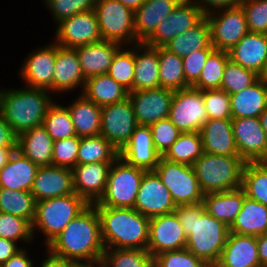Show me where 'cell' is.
<instances>
[{
    "label": "cell",
    "mask_w": 267,
    "mask_h": 267,
    "mask_svg": "<svg viewBox=\"0 0 267 267\" xmlns=\"http://www.w3.org/2000/svg\"><path fill=\"white\" fill-rule=\"evenodd\" d=\"M174 212L187 236L186 249L214 267L226 245L229 227L208 214L203 203L177 205Z\"/></svg>",
    "instance_id": "cell-1"
},
{
    "label": "cell",
    "mask_w": 267,
    "mask_h": 267,
    "mask_svg": "<svg viewBox=\"0 0 267 267\" xmlns=\"http://www.w3.org/2000/svg\"><path fill=\"white\" fill-rule=\"evenodd\" d=\"M46 248L52 254L78 264L104 255L105 246L96 206L89 204Z\"/></svg>",
    "instance_id": "cell-2"
},
{
    "label": "cell",
    "mask_w": 267,
    "mask_h": 267,
    "mask_svg": "<svg viewBox=\"0 0 267 267\" xmlns=\"http://www.w3.org/2000/svg\"><path fill=\"white\" fill-rule=\"evenodd\" d=\"M105 249L147 250L150 218L134 208L96 206Z\"/></svg>",
    "instance_id": "cell-3"
},
{
    "label": "cell",
    "mask_w": 267,
    "mask_h": 267,
    "mask_svg": "<svg viewBox=\"0 0 267 267\" xmlns=\"http://www.w3.org/2000/svg\"><path fill=\"white\" fill-rule=\"evenodd\" d=\"M49 93L46 89L27 86L0 90V112L17 136L43 124L54 103Z\"/></svg>",
    "instance_id": "cell-4"
},
{
    "label": "cell",
    "mask_w": 267,
    "mask_h": 267,
    "mask_svg": "<svg viewBox=\"0 0 267 267\" xmlns=\"http://www.w3.org/2000/svg\"><path fill=\"white\" fill-rule=\"evenodd\" d=\"M245 163L240 156L203 152L193 164L202 193L205 195L241 188Z\"/></svg>",
    "instance_id": "cell-5"
},
{
    "label": "cell",
    "mask_w": 267,
    "mask_h": 267,
    "mask_svg": "<svg viewBox=\"0 0 267 267\" xmlns=\"http://www.w3.org/2000/svg\"><path fill=\"white\" fill-rule=\"evenodd\" d=\"M89 204L76 193L36 202L32 233L42 231L47 246Z\"/></svg>",
    "instance_id": "cell-6"
},
{
    "label": "cell",
    "mask_w": 267,
    "mask_h": 267,
    "mask_svg": "<svg viewBox=\"0 0 267 267\" xmlns=\"http://www.w3.org/2000/svg\"><path fill=\"white\" fill-rule=\"evenodd\" d=\"M146 170L132 166L118 157L109 170L107 186L95 206L134 208L141 179Z\"/></svg>",
    "instance_id": "cell-7"
},
{
    "label": "cell",
    "mask_w": 267,
    "mask_h": 267,
    "mask_svg": "<svg viewBox=\"0 0 267 267\" xmlns=\"http://www.w3.org/2000/svg\"><path fill=\"white\" fill-rule=\"evenodd\" d=\"M153 171L169 189L176 206L202 203L204 194L193 166L172 162L161 156Z\"/></svg>",
    "instance_id": "cell-8"
},
{
    "label": "cell",
    "mask_w": 267,
    "mask_h": 267,
    "mask_svg": "<svg viewBox=\"0 0 267 267\" xmlns=\"http://www.w3.org/2000/svg\"><path fill=\"white\" fill-rule=\"evenodd\" d=\"M103 40L121 45L140 43L134 29V12L118 0H97L94 9Z\"/></svg>",
    "instance_id": "cell-9"
},
{
    "label": "cell",
    "mask_w": 267,
    "mask_h": 267,
    "mask_svg": "<svg viewBox=\"0 0 267 267\" xmlns=\"http://www.w3.org/2000/svg\"><path fill=\"white\" fill-rule=\"evenodd\" d=\"M168 118L181 133L200 132L208 120L203 91L193 87L174 91Z\"/></svg>",
    "instance_id": "cell-10"
},
{
    "label": "cell",
    "mask_w": 267,
    "mask_h": 267,
    "mask_svg": "<svg viewBox=\"0 0 267 267\" xmlns=\"http://www.w3.org/2000/svg\"><path fill=\"white\" fill-rule=\"evenodd\" d=\"M206 18L210 25L211 42L215 50L228 52L249 32L246 15L240 4L212 12L206 15Z\"/></svg>",
    "instance_id": "cell-11"
},
{
    "label": "cell",
    "mask_w": 267,
    "mask_h": 267,
    "mask_svg": "<svg viewBox=\"0 0 267 267\" xmlns=\"http://www.w3.org/2000/svg\"><path fill=\"white\" fill-rule=\"evenodd\" d=\"M101 117L100 135L120 152L130 141L138 126L129 98L122 102L101 106Z\"/></svg>",
    "instance_id": "cell-12"
},
{
    "label": "cell",
    "mask_w": 267,
    "mask_h": 267,
    "mask_svg": "<svg viewBox=\"0 0 267 267\" xmlns=\"http://www.w3.org/2000/svg\"><path fill=\"white\" fill-rule=\"evenodd\" d=\"M204 17L197 4L190 0H181L144 43L151 47H164L176 36L197 25Z\"/></svg>",
    "instance_id": "cell-13"
},
{
    "label": "cell",
    "mask_w": 267,
    "mask_h": 267,
    "mask_svg": "<svg viewBox=\"0 0 267 267\" xmlns=\"http://www.w3.org/2000/svg\"><path fill=\"white\" fill-rule=\"evenodd\" d=\"M57 26L55 41L62 47L75 48L103 40L94 10L63 19Z\"/></svg>",
    "instance_id": "cell-14"
},
{
    "label": "cell",
    "mask_w": 267,
    "mask_h": 267,
    "mask_svg": "<svg viewBox=\"0 0 267 267\" xmlns=\"http://www.w3.org/2000/svg\"><path fill=\"white\" fill-rule=\"evenodd\" d=\"M239 156L247 162H267V135L257 117L232 119Z\"/></svg>",
    "instance_id": "cell-15"
},
{
    "label": "cell",
    "mask_w": 267,
    "mask_h": 267,
    "mask_svg": "<svg viewBox=\"0 0 267 267\" xmlns=\"http://www.w3.org/2000/svg\"><path fill=\"white\" fill-rule=\"evenodd\" d=\"M187 236L175 212L150 218L147 250L156 255L186 248Z\"/></svg>",
    "instance_id": "cell-16"
},
{
    "label": "cell",
    "mask_w": 267,
    "mask_h": 267,
    "mask_svg": "<svg viewBox=\"0 0 267 267\" xmlns=\"http://www.w3.org/2000/svg\"><path fill=\"white\" fill-rule=\"evenodd\" d=\"M174 91L167 88L128 92L138 125L150 126L168 118Z\"/></svg>",
    "instance_id": "cell-17"
},
{
    "label": "cell",
    "mask_w": 267,
    "mask_h": 267,
    "mask_svg": "<svg viewBox=\"0 0 267 267\" xmlns=\"http://www.w3.org/2000/svg\"><path fill=\"white\" fill-rule=\"evenodd\" d=\"M134 209L148 218L172 213L176 209L169 189L154 171H146L141 179Z\"/></svg>",
    "instance_id": "cell-18"
},
{
    "label": "cell",
    "mask_w": 267,
    "mask_h": 267,
    "mask_svg": "<svg viewBox=\"0 0 267 267\" xmlns=\"http://www.w3.org/2000/svg\"><path fill=\"white\" fill-rule=\"evenodd\" d=\"M56 52L57 43L54 42L26 57L19 74L25 81V86L46 89L53 94Z\"/></svg>",
    "instance_id": "cell-19"
},
{
    "label": "cell",
    "mask_w": 267,
    "mask_h": 267,
    "mask_svg": "<svg viewBox=\"0 0 267 267\" xmlns=\"http://www.w3.org/2000/svg\"><path fill=\"white\" fill-rule=\"evenodd\" d=\"M112 163L96 162L76 165L72 169L75 193L88 204L97 203L105 192Z\"/></svg>",
    "instance_id": "cell-20"
},
{
    "label": "cell",
    "mask_w": 267,
    "mask_h": 267,
    "mask_svg": "<svg viewBox=\"0 0 267 267\" xmlns=\"http://www.w3.org/2000/svg\"><path fill=\"white\" fill-rule=\"evenodd\" d=\"M31 192L35 201L75 193L72 169L59 166H39Z\"/></svg>",
    "instance_id": "cell-21"
},
{
    "label": "cell",
    "mask_w": 267,
    "mask_h": 267,
    "mask_svg": "<svg viewBox=\"0 0 267 267\" xmlns=\"http://www.w3.org/2000/svg\"><path fill=\"white\" fill-rule=\"evenodd\" d=\"M119 157L129 165L153 171L161 155L154 147L150 127L138 125L130 141L119 152Z\"/></svg>",
    "instance_id": "cell-22"
},
{
    "label": "cell",
    "mask_w": 267,
    "mask_h": 267,
    "mask_svg": "<svg viewBox=\"0 0 267 267\" xmlns=\"http://www.w3.org/2000/svg\"><path fill=\"white\" fill-rule=\"evenodd\" d=\"M228 53L233 63L262 77L267 66V34L248 32Z\"/></svg>",
    "instance_id": "cell-23"
},
{
    "label": "cell",
    "mask_w": 267,
    "mask_h": 267,
    "mask_svg": "<svg viewBox=\"0 0 267 267\" xmlns=\"http://www.w3.org/2000/svg\"><path fill=\"white\" fill-rule=\"evenodd\" d=\"M214 267H262L257 237L229 232L226 245Z\"/></svg>",
    "instance_id": "cell-24"
},
{
    "label": "cell",
    "mask_w": 267,
    "mask_h": 267,
    "mask_svg": "<svg viewBox=\"0 0 267 267\" xmlns=\"http://www.w3.org/2000/svg\"><path fill=\"white\" fill-rule=\"evenodd\" d=\"M121 46L114 41L102 40L75 47L85 79L108 73L113 58Z\"/></svg>",
    "instance_id": "cell-25"
},
{
    "label": "cell",
    "mask_w": 267,
    "mask_h": 267,
    "mask_svg": "<svg viewBox=\"0 0 267 267\" xmlns=\"http://www.w3.org/2000/svg\"><path fill=\"white\" fill-rule=\"evenodd\" d=\"M86 79L81 71L75 48H66L57 44L55 68L53 75V92H68L81 87L82 92Z\"/></svg>",
    "instance_id": "cell-26"
},
{
    "label": "cell",
    "mask_w": 267,
    "mask_h": 267,
    "mask_svg": "<svg viewBox=\"0 0 267 267\" xmlns=\"http://www.w3.org/2000/svg\"><path fill=\"white\" fill-rule=\"evenodd\" d=\"M203 152L239 156L232 130V119H208L200 130Z\"/></svg>",
    "instance_id": "cell-27"
},
{
    "label": "cell",
    "mask_w": 267,
    "mask_h": 267,
    "mask_svg": "<svg viewBox=\"0 0 267 267\" xmlns=\"http://www.w3.org/2000/svg\"><path fill=\"white\" fill-rule=\"evenodd\" d=\"M232 119L257 117L267 108V79L260 77L254 84L230 94Z\"/></svg>",
    "instance_id": "cell-28"
},
{
    "label": "cell",
    "mask_w": 267,
    "mask_h": 267,
    "mask_svg": "<svg viewBox=\"0 0 267 267\" xmlns=\"http://www.w3.org/2000/svg\"><path fill=\"white\" fill-rule=\"evenodd\" d=\"M181 0H146L134 12V29L136 39L145 42L157 29L158 24L166 18Z\"/></svg>",
    "instance_id": "cell-29"
},
{
    "label": "cell",
    "mask_w": 267,
    "mask_h": 267,
    "mask_svg": "<svg viewBox=\"0 0 267 267\" xmlns=\"http://www.w3.org/2000/svg\"><path fill=\"white\" fill-rule=\"evenodd\" d=\"M156 88H160L158 47H151L144 42L137 43L133 91Z\"/></svg>",
    "instance_id": "cell-30"
},
{
    "label": "cell",
    "mask_w": 267,
    "mask_h": 267,
    "mask_svg": "<svg viewBox=\"0 0 267 267\" xmlns=\"http://www.w3.org/2000/svg\"><path fill=\"white\" fill-rule=\"evenodd\" d=\"M39 166L15 150L0 170V188L31 191Z\"/></svg>",
    "instance_id": "cell-31"
},
{
    "label": "cell",
    "mask_w": 267,
    "mask_h": 267,
    "mask_svg": "<svg viewBox=\"0 0 267 267\" xmlns=\"http://www.w3.org/2000/svg\"><path fill=\"white\" fill-rule=\"evenodd\" d=\"M53 142L44 126L39 125L18 136L17 150L38 166H50Z\"/></svg>",
    "instance_id": "cell-32"
},
{
    "label": "cell",
    "mask_w": 267,
    "mask_h": 267,
    "mask_svg": "<svg viewBox=\"0 0 267 267\" xmlns=\"http://www.w3.org/2000/svg\"><path fill=\"white\" fill-rule=\"evenodd\" d=\"M67 108L70 112L76 136L82 138L100 135L101 106L87 99L81 93Z\"/></svg>",
    "instance_id": "cell-33"
},
{
    "label": "cell",
    "mask_w": 267,
    "mask_h": 267,
    "mask_svg": "<svg viewBox=\"0 0 267 267\" xmlns=\"http://www.w3.org/2000/svg\"><path fill=\"white\" fill-rule=\"evenodd\" d=\"M245 196V191L238 188L231 191L205 194L202 203L208 214L230 227L242 209Z\"/></svg>",
    "instance_id": "cell-34"
},
{
    "label": "cell",
    "mask_w": 267,
    "mask_h": 267,
    "mask_svg": "<svg viewBox=\"0 0 267 267\" xmlns=\"http://www.w3.org/2000/svg\"><path fill=\"white\" fill-rule=\"evenodd\" d=\"M229 232L255 237L266 234L267 206L245 196L242 209L229 227Z\"/></svg>",
    "instance_id": "cell-35"
},
{
    "label": "cell",
    "mask_w": 267,
    "mask_h": 267,
    "mask_svg": "<svg viewBox=\"0 0 267 267\" xmlns=\"http://www.w3.org/2000/svg\"><path fill=\"white\" fill-rule=\"evenodd\" d=\"M81 93L98 106L122 102L128 98V91L107 73L86 79Z\"/></svg>",
    "instance_id": "cell-36"
},
{
    "label": "cell",
    "mask_w": 267,
    "mask_h": 267,
    "mask_svg": "<svg viewBox=\"0 0 267 267\" xmlns=\"http://www.w3.org/2000/svg\"><path fill=\"white\" fill-rule=\"evenodd\" d=\"M164 48L181 58L188 56L195 50L214 48L211 42V29L206 16L197 25L168 42Z\"/></svg>",
    "instance_id": "cell-37"
},
{
    "label": "cell",
    "mask_w": 267,
    "mask_h": 267,
    "mask_svg": "<svg viewBox=\"0 0 267 267\" xmlns=\"http://www.w3.org/2000/svg\"><path fill=\"white\" fill-rule=\"evenodd\" d=\"M158 55L160 88L177 91L191 87L185 79L181 57L164 47H158Z\"/></svg>",
    "instance_id": "cell-38"
},
{
    "label": "cell",
    "mask_w": 267,
    "mask_h": 267,
    "mask_svg": "<svg viewBox=\"0 0 267 267\" xmlns=\"http://www.w3.org/2000/svg\"><path fill=\"white\" fill-rule=\"evenodd\" d=\"M203 154V144L200 132L180 133L176 142L162 156L163 158L193 166Z\"/></svg>",
    "instance_id": "cell-39"
},
{
    "label": "cell",
    "mask_w": 267,
    "mask_h": 267,
    "mask_svg": "<svg viewBox=\"0 0 267 267\" xmlns=\"http://www.w3.org/2000/svg\"><path fill=\"white\" fill-rule=\"evenodd\" d=\"M36 201L31 191L0 188V212L27 219L35 218Z\"/></svg>",
    "instance_id": "cell-40"
},
{
    "label": "cell",
    "mask_w": 267,
    "mask_h": 267,
    "mask_svg": "<svg viewBox=\"0 0 267 267\" xmlns=\"http://www.w3.org/2000/svg\"><path fill=\"white\" fill-rule=\"evenodd\" d=\"M119 157V151L103 136L82 137L80 140L77 165L114 162Z\"/></svg>",
    "instance_id": "cell-41"
},
{
    "label": "cell",
    "mask_w": 267,
    "mask_h": 267,
    "mask_svg": "<svg viewBox=\"0 0 267 267\" xmlns=\"http://www.w3.org/2000/svg\"><path fill=\"white\" fill-rule=\"evenodd\" d=\"M241 188L248 198L267 206V162L245 163Z\"/></svg>",
    "instance_id": "cell-42"
},
{
    "label": "cell",
    "mask_w": 267,
    "mask_h": 267,
    "mask_svg": "<svg viewBox=\"0 0 267 267\" xmlns=\"http://www.w3.org/2000/svg\"><path fill=\"white\" fill-rule=\"evenodd\" d=\"M229 60L227 51L214 50L208 56L199 79L191 87L201 91L220 89L224 68Z\"/></svg>",
    "instance_id": "cell-43"
},
{
    "label": "cell",
    "mask_w": 267,
    "mask_h": 267,
    "mask_svg": "<svg viewBox=\"0 0 267 267\" xmlns=\"http://www.w3.org/2000/svg\"><path fill=\"white\" fill-rule=\"evenodd\" d=\"M42 125L54 141L76 136L68 108L55 101L49 107Z\"/></svg>",
    "instance_id": "cell-44"
},
{
    "label": "cell",
    "mask_w": 267,
    "mask_h": 267,
    "mask_svg": "<svg viewBox=\"0 0 267 267\" xmlns=\"http://www.w3.org/2000/svg\"><path fill=\"white\" fill-rule=\"evenodd\" d=\"M133 47V48H132ZM135 70V44L124 50L121 47L115 54L108 75L123 86L128 92L133 91Z\"/></svg>",
    "instance_id": "cell-45"
},
{
    "label": "cell",
    "mask_w": 267,
    "mask_h": 267,
    "mask_svg": "<svg viewBox=\"0 0 267 267\" xmlns=\"http://www.w3.org/2000/svg\"><path fill=\"white\" fill-rule=\"evenodd\" d=\"M261 76L255 71L243 68L229 60L224 68L221 88L229 95L244 90L254 84Z\"/></svg>",
    "instance_id": "cell-46"
},
{
    "label": "cell",
    "mask_w": 267,
    "mask_h": 267,
    "mask_svg": "<svg viewBox=\"0 0 267 267\" xmlns=\"http://www.w3.org/2000/svg\"><path fill=\"white\" fill-rule=\"evenodd\" d=\"M0 237L29 243L33 239L32 224L25 218L0 212Z\"/></svg>",
    "instance_id": "cell-47"
},
{
    "label": "cell",
    "mask_w": 267,
    "mask_h": 267,
    "mask_svg": "<svg viewBox=\"0 0 267 267\" xmlns=\"http://www.w3.org/2000/svg\"><path fill=\"white\" fill-rule=\"evenodd\" d=\"M104 255L113 267H148L153 262L149 251L143 249H105Z\"/></svg>",
    "instance_id": "cell-48"
},
{
    "label": "cell",
    "mask_w": 267,
    "mask_h": 267,
    "mask_svg": "<svg viewBox=\"0 0 267 267\" xmlns=\"http://www.w3.org/2000/svg\"><path fill=\"white\" fill-rule=\"evenodd\" d=\"M208 119H232L230 95L222 89L203 91Z\"/></svg>",
    "instance_id": "cell-49"
},
{
    "label": "cell",
    "mask_w": 267,
    "mask_h": 267,
    "mask_svg": "<svg viewBox=\"0 0 267 267\" xmlns=\"http://www.w3.org/2000/svg\"><path fill=\"white\" fill-rule=\"evenodd\" d=\"M46 6L52 11L54 21L60 23L63 19L81 12L95 9L97 0H44Z\"/></svg>",
    "instance_id": "cell-50"
},
{
    "label": "cell",
    "mask_w": 267,
    "mask_h": 267,
    "mask_svg": "<svg viewBox=\"0 0 267 267\" xmlns=\"http://www.w3.org/2000/svg\"><path fill=\"white\" fill-rule=\"evenodd\" d=\"M81 138H70L53 142L52 165L73 169L77 165V156Z\"/></svg>",
    "instance_id": "cell-51"
},
{
    "label": "cell",
    "mask_w": 267,
    "mask_h": 267,
    "mask_svg": "<svg viewBox=\"0 0 267 267\" xmlns=\"http://www.w3.org/2000/svg\"><path fill=\"white\" fill-rule=\"evenodd\" d=\"M149 127L154 147L161 156L176 142L181 133L169 118L161 119Z\"/></svg>",
    "instance_id": "cell-52"
},
{
    "label": "cell",
    "mask_w": 267,
    "mask_h": 267,
    "mask_svg": "<svg viewBox=\"0 0 267 267\" xmlns=\"http://www.w3.org/2000/svg\"><path fill=\"white\" fill-rule=\"evenodd\" d=\"M248 31L267 34V0H241Z\"/></svg>",
    "instance_id": "cell-53"
},
{
    "label": "cell",
    "mask_w": 267,
    "mask_h": 267,
    "mask_svg": "<svg viewBox=\"0 0 267 267\" xmlns=\"http://www.w3.org/2000/svg\"><path fill=\"white\" fill-rule=\"evenodd\" d=\"M153 262L158 267H210L186 248L160 253Z\"/></svg>",
    "instance_id": "cell-54"
},
{
    "label": "cell",
    "mask_w": 267,
    "mask_h": 267,
    "mask_svg": "<svg viewBox=\"0 0 267 267\" xmlns=\"http://www.w3.org/2000/svg\"><path fill=\"white\" fill-rule=\"evenodd\" d=\"M215 48H203L195 50L188 56L182 58L183 70L186 81L192 86L200 77L201 71L208 56Z\"/></svg>",
    "instance_id": "cell-55"
},
{
    "label": "cell",
    "mask_w": 267,
    "mask_h": 267,
    "mask_svg": "<svg viewBox=\"0 0 267 267\" xmlns=\"http://www.w3.org/2000/svg\"><path fill=\"white\" fill-rule=\"evenodd\" d=\"M197 4L206 16L212 12L238 6L241 0H190Z\"/></svg>",
    "instance_id": "cell-56"
},
{
    "label": "cell",
    "mask_w": 267,
    "mask_h": 267,
    "mask_svg": "<svg viewBox=\"0 0 267 267\" xmlns=\"http://www.w3.org/2000/svg\"><path fill=\"white\" fill-rule=\"evenodd\" d=\"M18 136L0 112V148H17Z\"/></svg>",
    "instance_id": "cell-57"
},
{
    "label": "cell",
    "mask_w": 267,
    "mask_h": 267,
    "mask_svg": "<svg viewBox=\"0 0 267 267\" xmlns=\"http://www.w3.org/2000/svg\"><path fill=\"white\" fill-rule=\"evenodd\" d=\"M33 261L29 259L25 248L19 250L14 256L10 257L0 267H33Z\"/></svg>",
    "instance_id": "cell-58"
},
{
    "label": "cell",
    "mask_w": 267,
    "mask_h": 267,
    "mask_svg": "<svg viewBox=\"0 0 267 267\" xmlns=\"http://www.w3.org/2000/svg\"><path fill=\"white\" fill-rule=\"evenodd\" d=\"M16 243L17 242L13 240L0 237V265L22 249L21 247L19 248Z\"/></svg>",
    "instance_id": "cell-59"
},
{
    "label": "cell",
    "mask_w": 267,
    "mask_h": 267,
    "mask_svg": "<svg viewBox=\"0 0 267 267\" xmlns=\"http://www.w3.org/2000/svg\"><path fill=\"white\" fill-rule=\"evenodd\" d=\"M47 258L42 262L41 267H80L75 261L58 257L47 250Z\"/></svg>",
    "instance_id": "cell-60"
},
{
    "label": "cell",
    "mask_w": 267,
    "mask_h": 267,
    "mask_svg": "<svg viewBox=\"0 0 267 267\" xmlns=\"http://www.w3.org/2000/svg\"><path fill=\"white\" fill-rule=\"evenodd\" d=\"M258 256L262 267H267V233L257 237Z\"/></svg>",
    "instance_id": "cell-61"
},
{
    "label": "cell",
    "mask_w": 267,
    "mask_h": 267,
    "mask_svg": "<svg viewBox=\"0 0 267 267\" xmlns=\"http://www.w3.org/2000/svg\"><path fill=\"white\" fill-rule=\"evenodd\" d=\"M95 266L96 267H113V264L110 262V260L105 255H102L88 262L80 264V267H95Z\"/></svg>",
    "instance_id": "cell-62"
},
{
    "label": "cell",
    "mask_w": 267,
    "mask_h": 267,
    "mask_svg": "<svg viewBox=\"0 0 267 267\" xmlns=\"http://www.w3.org/2000/svg\"><path fill=\"white\" fill-rule=\"evenodd\" d=\"M15 150H17V148H0V170L7 164Z\"/></svg>",
    "instance_id": "cell-63"
},
{
    "label": "cell",
    "mask_w": 267,
    "mask_h": 267,
    "mask_svg": "<svg viewBox=\"0 0 267 267\" xmlns=\"http://www.w3.org/2000/svg\"><path fill=\"white\" fill-rule=\"evenodd\" d=\"M124 4L127 8L135 12L146 0H118Z\"/></svg>",
    "instance_id": "cell-64"
},
{
    "label": "cell",
    "mask_w": 267,
    "mask_h": 267,
    "mask_svg": "<svg viewBox=\"0 0 267 267\" xmlns=\"http://www.w3.org/2000/svg\"><path fill=\"white\" fill-rule=\"evenodd\" d=\"M259 120L262 128L264 129L267 135V108L263 111V113L259 116Z\"/></svg>",
    "instance_id": "cell-65"
},
{
    "label": "cell",
    "mask_w": 267,
    "mask_h": 267,
    "mask_svg": "<svg viewBox=\"0 0 267 267\" xmlns=\"http://www.w3.org/2000/svg\"><path fill=\"white\" fill-rule=\"evenodd\" d=\"M262 77L267 79V66L265 68V73H264V75Z\"/></svg>",
    "instance_id": "cell-66"
},
{
    "label": "cell",
    "mask_w": 267,
    "mask_h": 267,
    "mask_svg": "<svg viewBox=\"0 0 267 267\" xmlns=\"http://www.w3.org/2000/svg\"><path fill=\"white\" fill-rule=\"evenodd\" d=\"M148 267H158L154 262H152Z\"/></svg>",
    "instance_id": "cell-67"
}]
</instances>
